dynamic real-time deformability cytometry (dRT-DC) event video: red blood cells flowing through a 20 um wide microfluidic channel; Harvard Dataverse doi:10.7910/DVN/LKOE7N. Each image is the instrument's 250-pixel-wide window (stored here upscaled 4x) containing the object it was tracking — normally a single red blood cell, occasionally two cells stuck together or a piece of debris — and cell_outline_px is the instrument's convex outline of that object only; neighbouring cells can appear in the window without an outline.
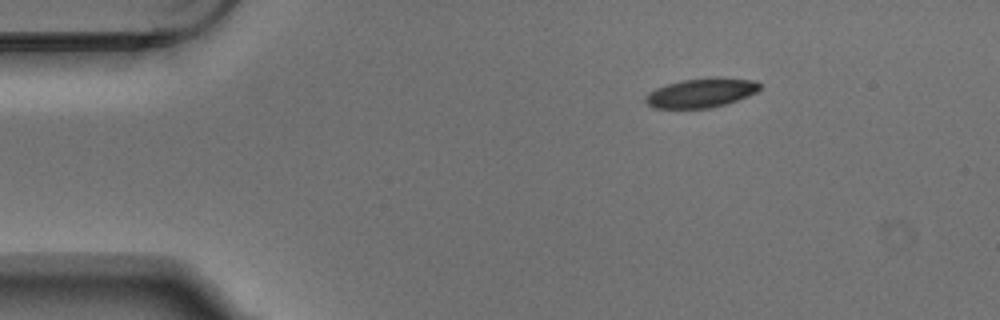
{"species": "Egyptian fruit bat (a non-hibernating species)", "species_latin": "Rousettus aegyptiacus", "temperature_condition": "warm", "stored_images_in_passage": 3, "camera_frame_rate_fps": 3000, "um_per_image_px": 0.085, "animal": {"sex": "male"}, "frame": {"image": 1, "passage_image": 1, "time_ms": 0.0, "image_size_px": [1000, 320], "cell_outline_px": [[760, 88], [756, 92], [748, 96], [712, 108], [652, 108], [644, 100], [644, 96], [648, 92], [656, 88], [680, 80], [712, 76], [720, 76], [752, 80], [760, 84]], "centroid_in_image_um": [59.57, 7.87], "position_along_channel_um": 25.4, "area_um2": 19.71}}